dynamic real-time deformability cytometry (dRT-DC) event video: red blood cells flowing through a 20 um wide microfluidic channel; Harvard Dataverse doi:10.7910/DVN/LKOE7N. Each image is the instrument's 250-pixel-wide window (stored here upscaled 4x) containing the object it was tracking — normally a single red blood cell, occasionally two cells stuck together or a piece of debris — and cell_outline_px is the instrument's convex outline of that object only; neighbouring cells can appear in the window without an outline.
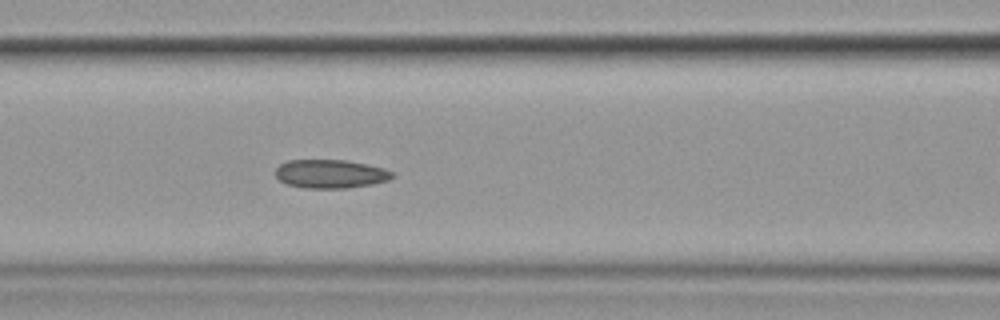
{"species": "common noctule bat (a hibernating species)", "species_latin": "Nyctalus noctula", "temperature_condition": "cold", "stored_images_in_passage": 7, "segment_of_instrument_passage": [1, 2], "camera_frame_rate_fps": 3000, "um_per_image_px": 0.085, "animal": {"sex": "female", "body_mass_g": 19.9}, "frame": {"image": 1, "passage_image": 6, "time_ms": 6.667, "image_size_px": [1000, 320], "cell_outline_px": [[396, 176], [388, 180], [372, 184], [344, 188], [304, 188], [288, 184], [280, 180], [276, 176], [276, 168], [280, 164], [288, 160], [344, 160], [384, 168], [392, 172]], "centroid_in_image_um": [28.09, 14.78], "position_along_channel_um": 138.5, "area_um2": 19.31}}